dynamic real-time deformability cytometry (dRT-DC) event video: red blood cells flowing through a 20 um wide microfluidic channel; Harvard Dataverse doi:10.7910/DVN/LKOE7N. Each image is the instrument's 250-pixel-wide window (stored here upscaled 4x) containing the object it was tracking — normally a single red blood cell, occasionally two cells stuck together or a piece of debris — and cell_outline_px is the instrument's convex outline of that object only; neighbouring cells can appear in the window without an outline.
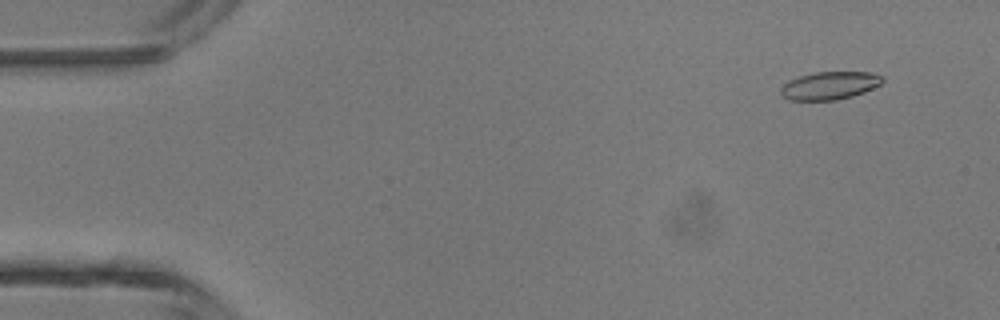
{"species": "common noctule bat (a hibernating species)", "species_latin": "Nyctalus noctula", "temperature_condition": "room temperature", "stored_images_in_passage": 5, "camera_frame_rate_fps": 3000, "um_per_image_px": 0.085, "animal": {"sex": "male", "body_mass_g": 13.3}, "frame": {"image": 1, "passage_image": 1, "time_ms": 0.0, "image_size_px": [1000, 320], "cell_outline_px": [[884, 80], [880, 84], [864, 92], [852, 96], [836, 100], [788, 100], [780, 96], [780, 88], [788, 80], [800, 76], [816, 72], [872, 72], [880, 76]], "centroid_in_image_um": [70.47, 7.28], "position_along_channel_um": 14.5, "area_um2": 16.53}}